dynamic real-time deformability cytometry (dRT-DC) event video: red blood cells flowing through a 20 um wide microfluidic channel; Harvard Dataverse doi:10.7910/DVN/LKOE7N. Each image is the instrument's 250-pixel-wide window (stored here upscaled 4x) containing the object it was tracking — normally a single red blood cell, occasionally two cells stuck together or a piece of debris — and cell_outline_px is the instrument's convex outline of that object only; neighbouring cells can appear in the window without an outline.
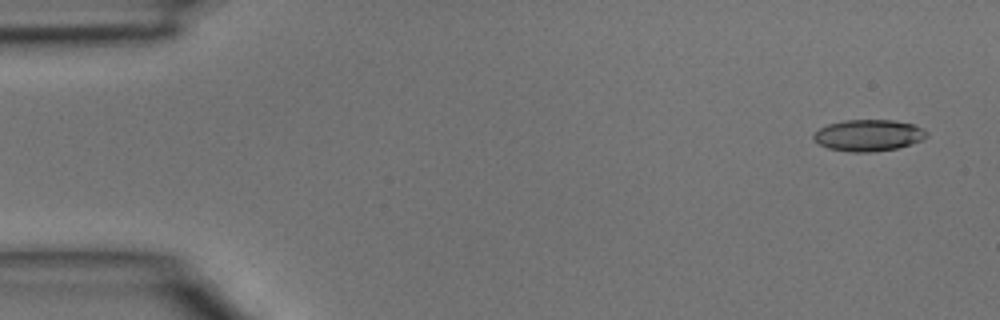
{"species": "common noctule bat (a hibernating species)", "species_latin": "Nyctalus noctula", "temperature_condition": "room temperature", "stored_images_in_passage": 4, "camera_frame_rate_fps": 3000, "um_per_image_px": 0.085, "animal": {"sex": "male", "body_mass_g": 15.6}, "frame": {"image": 1, "passage_image": 1, "time_ms": 0.0, "image_size_px": [1000, 320], "cell_outline_px": [[928, 136], [924, 140], [912, 144], [896, 148], [872, 152], [852, 152], [828, 148], [820, 144], [812, 136], [820, 128], [828, 124], [844, 120], [892, 120], [912, 124], [924, 128], [928, 132]], "centroid_in_image_um": [73.87, 11.5], "position_along_channel_um": 11.1, "area_um2": 20.75}}
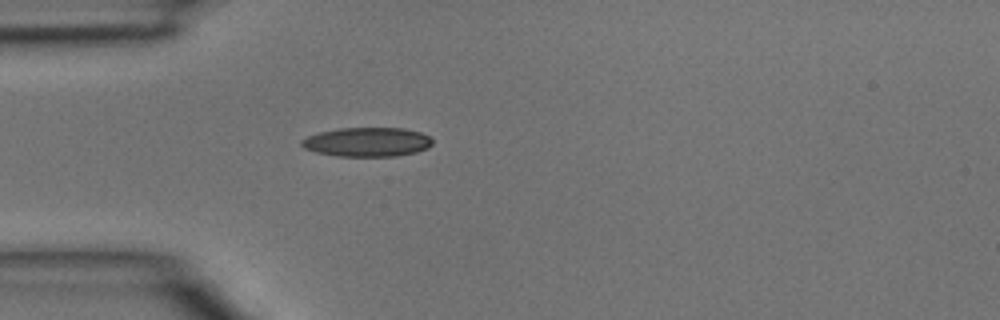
{"frame": {"image": 2, "passage_image": 4, "time_ms": 1.0, "image_size_px": [1000, 320], "cell_outline_px": [[432, 144], [428, 148], [416, 152], [396, 156], [340, 156], [316, 152], [304, 148], [300, 144], [300, 140], [308, 136], [320, 132], [340, 128], [404, 128], [420, 132], [428, 136], [432, 140]], "centroid_in_image_um": [31.21, 12.07], "position_along_channel_um": 53.8, "area_um2": 22.2}}